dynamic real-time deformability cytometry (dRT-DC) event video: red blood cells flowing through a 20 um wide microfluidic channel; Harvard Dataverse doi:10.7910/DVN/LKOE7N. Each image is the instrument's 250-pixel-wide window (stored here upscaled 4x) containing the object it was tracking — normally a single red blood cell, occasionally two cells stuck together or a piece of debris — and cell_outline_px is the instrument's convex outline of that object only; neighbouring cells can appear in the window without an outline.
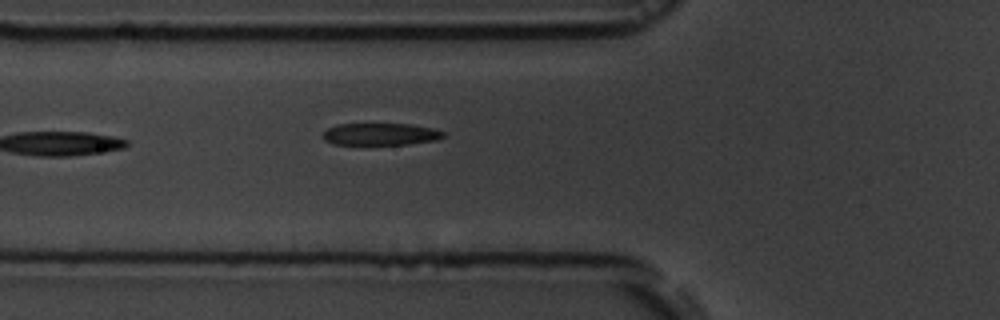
{"species": "common noctule bat (a hibernating species)", "species_latin": "Nyctalus noctula", "temperature_condition": "room temperature", "stored_images_in_passage": 2, "camera_frame_rate_fps": 3000, "um_per_image_px": 0.085, "animal": {"sex": "male", "body_mass_g": 19.5, "forearm_length_mm": 54.6}, "frame": {"image": 1, "passage_image": 2, "time_ms": 1.333, "image_size_px": [1000, 320], "cell_outline_px": [[444, 136], [436, 140], [408, 144], [336, 144], [324, 140], [320, 136], [328, 128], [336, 124], [412, 124], [432, 128], [444, 132]], "centroid_in_image_um": [32.32, 11.4], "position_along_channel_um": 93.5, "area_um2": 15.43}}